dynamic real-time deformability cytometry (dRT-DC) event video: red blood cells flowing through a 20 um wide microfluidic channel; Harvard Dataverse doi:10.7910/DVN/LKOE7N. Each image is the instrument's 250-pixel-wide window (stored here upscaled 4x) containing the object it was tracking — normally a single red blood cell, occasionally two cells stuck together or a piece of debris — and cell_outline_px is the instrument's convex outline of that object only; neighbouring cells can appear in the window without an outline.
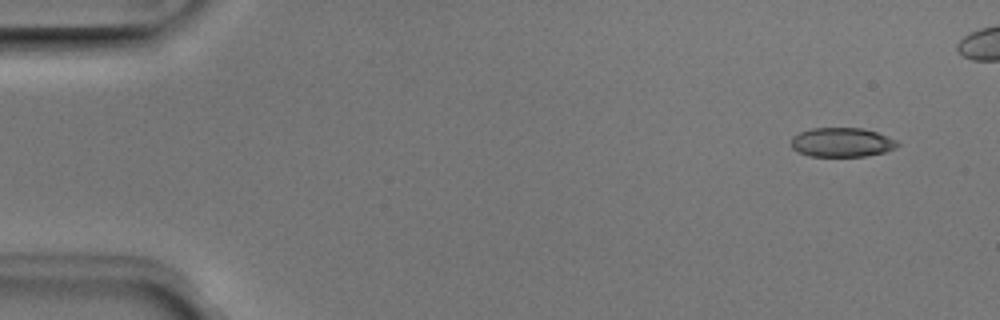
{"species": "Egyptian fruit bat (a non-hibernating species)", "species_latin": "Rousettus aegyptiacus", "temperature_condition": "room temperature", "stored_images_in_passage": 44, "camera_frame_rate_fps": 3000, "um_per_image_px": 0.085, "animal": {"sex": "male"}, "frame": {"image": 1, "passage_image": 1, "time_ms": 0.0, "image_size_px": [1000, 320], "cell_outline_px": [[900, 144], [896, 148], [884, 152], [864, 156], [808, 156], [792, 148], [792, 136], [800, 132], [812, 128], [864, 128], [888, 136], [896, 140]], "centroid_in_image_um": [71.57, 12.09], "position_along_channel_um": 13.4, "area_um2": 18.09}}
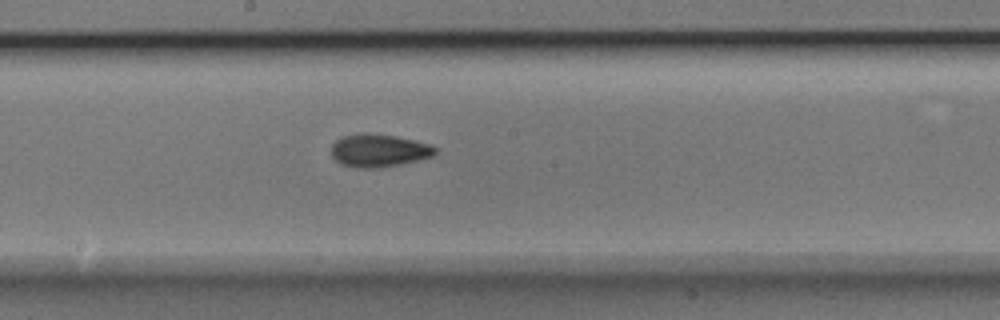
{"frame": {"image": 2, "passage_image": 25, "time_ms": 8.0, "image_size_px": [1000, 320], "cell_outline_px": [[436, 152], [432, 156], [400, 164], [380, 168], [356, 168], [340, 164], [332, 156], [332, 144], [340, 136], [368, 132], [396, 136], [428, 144], [436, 148]], "centroid_in_image_um": [32.14, 12.79], "position_along_channel_um": 216.1, "area_um2": 19.88}}
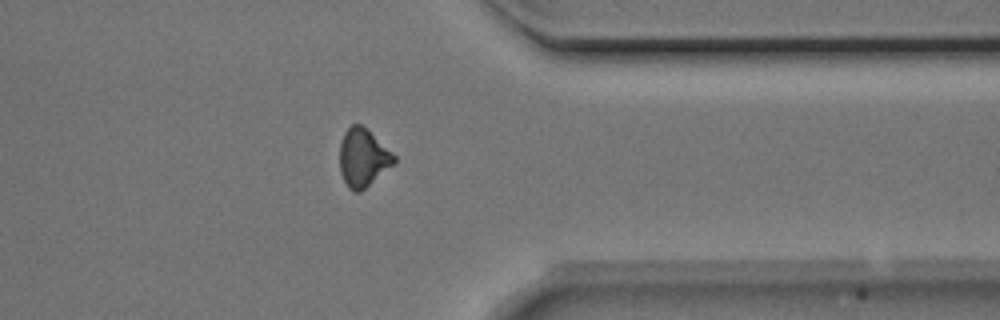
{"frame": {"image": 3, "passage_image": 38, "time_ms": 12.333, "image_size_px": [1000, 320], "cell_outline_px": [[396, 164], [360, 192], [352, 192], [348, 188], [340, 172], [340, 144], [344, 132], [352, 124], [360, 124], [368, 128], [396, 156]], "centroid_in_image_um": [30.88, 13.41], "position_along_channel_um": 380.5, "area_um2": 18.73}, "authors_computed_cell_mechanics": {"area_um2": 18.8428, "velocity_mm_per_s": 3.975, "shape_relaxation_time_tau1_ms": 4.0201, "shape_relaxation_time_tau2_ms": 3.0148, "deformation_change_tau1": 0.1217, "deformation_change_tau2": 0.0844}}